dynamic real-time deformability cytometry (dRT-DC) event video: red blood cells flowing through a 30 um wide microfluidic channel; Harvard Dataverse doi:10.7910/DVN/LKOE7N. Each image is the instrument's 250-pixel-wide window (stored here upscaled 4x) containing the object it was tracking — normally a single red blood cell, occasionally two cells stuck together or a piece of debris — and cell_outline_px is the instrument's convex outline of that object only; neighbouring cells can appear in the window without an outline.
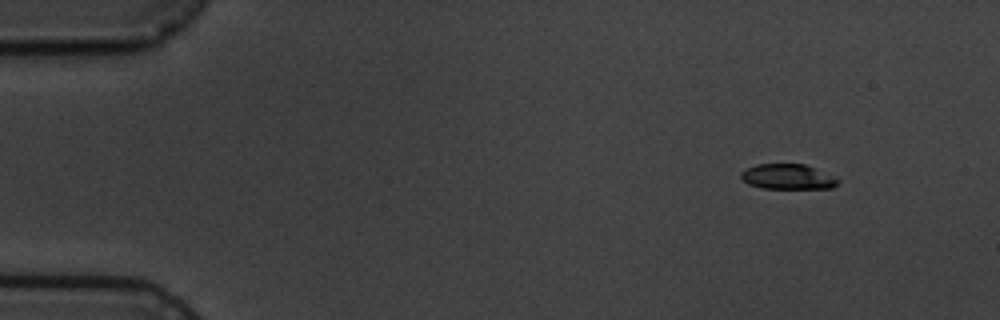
{"species": "common noctule bat (a hibernating species)", "species_latin": "Nyctalus noctula", "temperature_condition": "cold", "stored_images_in_passage": 5, "camera_frame_rate_fps": 3000, "um_per_image_px": 0.085, "animal": {"sex": "male", "body_mass_g": 19.5, "forearm_length_mm": 54.6}, "frame": {"image": 1, "passage_image": 1, "time_ms": 0.0, "image_size_px": [1000, 320], "cell_outline_px": [[840, 180], [832, 188], [764, 188], [748, 184], [740, 176], [740, 172], [744, 168], [756, 164], [804, 164]], "centroid_in_image_um": [66.88, 15.02], "position_along_channel_um": 18.1, "area_um2": 13.99}}
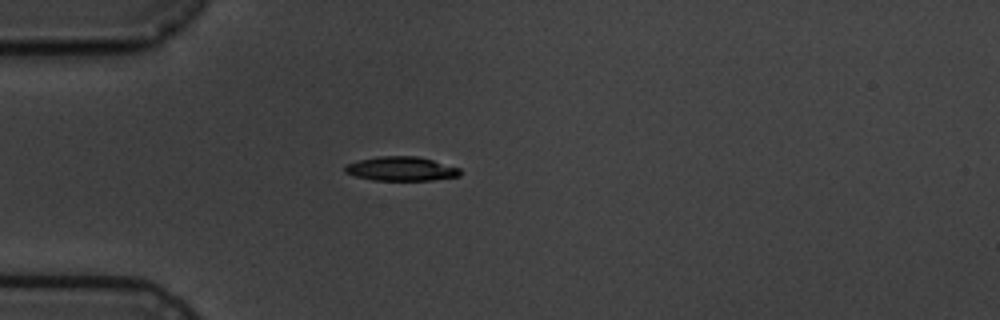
{"frame": {"image": 2, "passage_image": 4, "time_ms": 3.333, "image_size_px": [1000, 320], "cell_outline_px": [[460, 176], [432, 180], [372, 180], [356, 176], [344, 172], [344, 164], [376, 156], [416, 156], [432, 160], [460, 168]], "centroid_in_image_um": [34.07, 14.34], "position_along_channel_um": 50.9, "area_um2": 16.18}}